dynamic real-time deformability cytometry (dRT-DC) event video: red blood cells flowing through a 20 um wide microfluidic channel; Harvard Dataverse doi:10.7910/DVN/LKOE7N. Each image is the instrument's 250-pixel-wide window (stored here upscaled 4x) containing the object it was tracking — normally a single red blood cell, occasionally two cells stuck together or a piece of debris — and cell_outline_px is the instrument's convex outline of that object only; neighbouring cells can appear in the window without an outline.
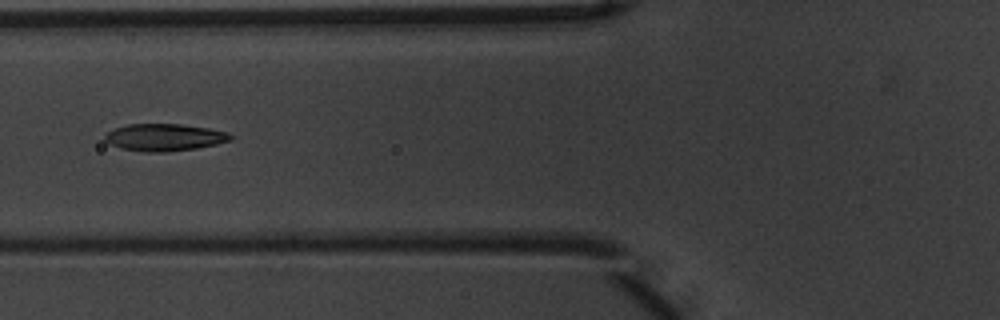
{"species": "common noctule bat (a hibernating species)", "species_latin": "Nyctalus noctula", "temperature_condition": "warm", "stored_images_in_passage": 9, "camera_frame_rate_fps": 3000, "um_per_image_px": 0.085, "animal": {"sex": "male", "body_mass_g": 20.1, "forearm_length_mm": 53.5}, "frame": {"image": 1, "passage_image": 6, "time_ms": 1.667, "image_size_px": [1000, 320], "cell_outline_px": [[236, 136], [232, 140], [216, 144], [196, 148], [164, 152], [144, 152], [120, 148], [108, 144], [104, 140], [104, 136], [108, 132], [116, 128], [128, 124], [180, 124], [208, 128], [228, 132]], "centroid_in_image_um": [13.99, 11.68], "position_along_channel_um": 111.8, "area_um2": 20.0}}
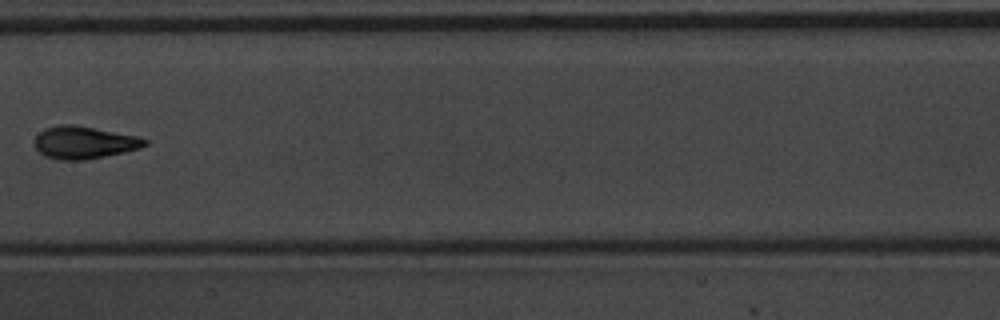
{"frame": {"image": 2, "passage_image": 8, "time_ms": 2.333, "image_size_px": [1000, 320], "cell_outline_px": [[148, 144], [140, 148], [124, 152], [84, 160], [60, 160], [44, 156], [32, 144], [36, 136], [44, 128], [64, 124], [72, 124], [136, 136], [148, 140]], "centroid_in_image_um": [7.11, 12.12], "position_along_channel_um": 200.3, "area_um2": 20.75}}
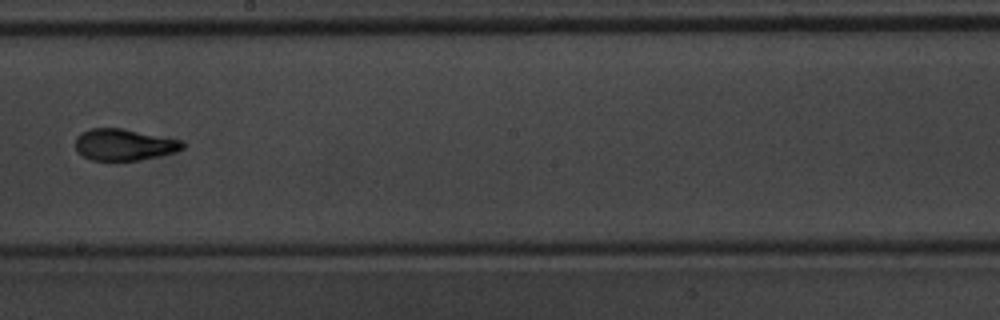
{"frame": {"image": 3, "passage_image": 9, "time_ms": 2.667, "image_size_px": [1000, 320], "cell_outline_px": [[184, 148], [176, 152], [160, 156], [140, 160], [92, 160], [84, 156], [76, 148], [76, 136], [80, 132], [88, 128], [124, 128], [180, 140], [184, 144]], "centroid_in_image_um": [10.55, 12.28], "position_along_channel_um": 237.7, "area_um2": 19.71}}